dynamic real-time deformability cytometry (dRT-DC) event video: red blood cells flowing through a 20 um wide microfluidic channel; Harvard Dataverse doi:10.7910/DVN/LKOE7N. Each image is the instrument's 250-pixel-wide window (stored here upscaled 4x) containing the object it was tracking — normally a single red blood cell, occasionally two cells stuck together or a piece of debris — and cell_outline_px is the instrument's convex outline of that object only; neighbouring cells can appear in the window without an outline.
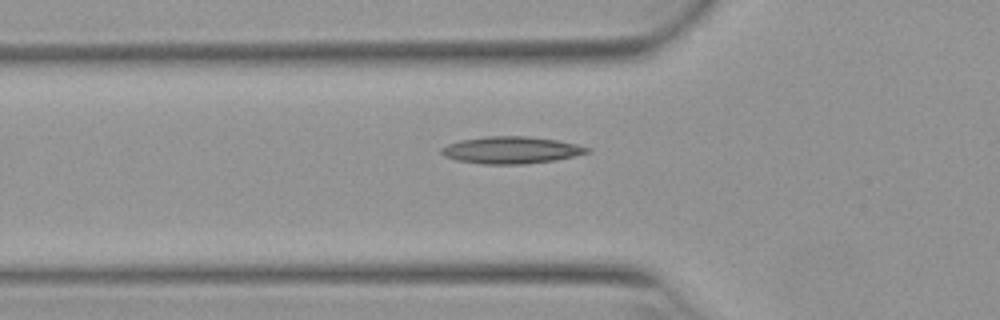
{"species": "Egyptian fruit bat (a non-hibernating species)", "species_latin": "Rousettus aegyptiacus", "temperature_condition": "warm", "stored_images_in_passage": 51, "camera_frame_rate_fps": 3000, "um_per_image_px": 0.085, "animal": {"sex": "female"}, "frame": {"image": 1, "passage_image": 18, "time_ms": 5.667, "image_size_px": [1000, 320], "cell_outline_px": [[592, 152], [556, 160], [524, 164], [484, 164], [456, 160], [444, 156], [440, 152], [440, 148], [448, 144], [460, 140], [484, 136], [528, 136], [556, 140], [576, 144], [592, 148]], "centroid_in_image_um": [43.46, 12.75], "position_along_channel_um": 82.3, "area_um2": 23.12}}
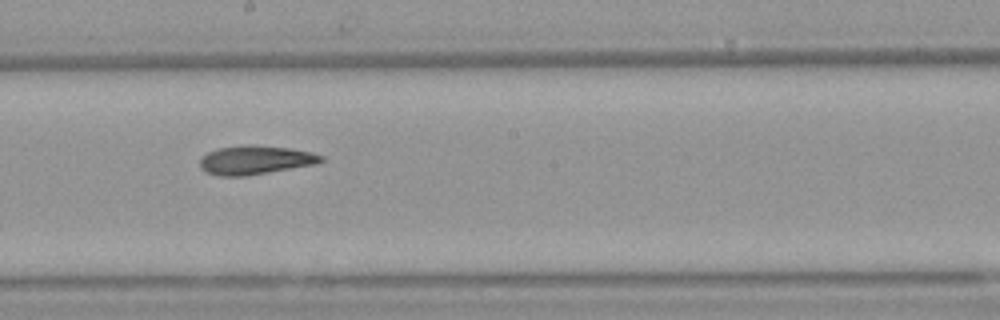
{"frame": {"image": 2, "passage_image": 29, "time_ms": 9.333, "image_size_px": [1000, 320], "cell_outline_px": [[324, 160], [316, 164], [244, 176], [220, 176], [208, 172], [200, 168], [200, 156], [216, 148], [252, 144], [256, 144], [292, 148], [312, 152], [324, 156]], "centroid_in_image_um": [21.7, 13.58], "position_along_channel_um": 226.5, "area_um2": 20.52}}
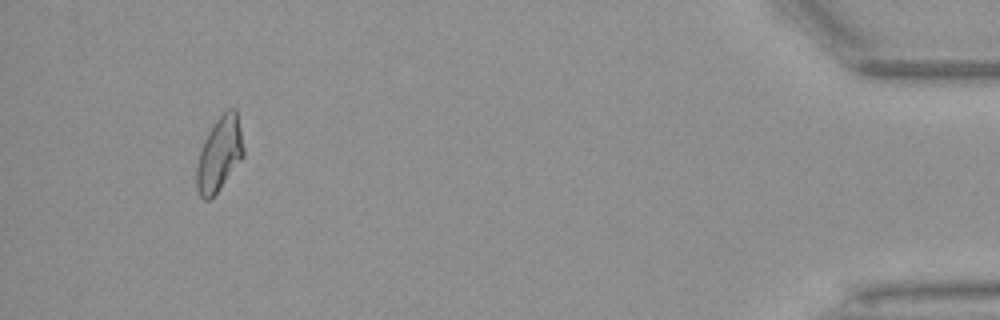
{"frame": {"image": 3, "passage_image": 49, "time_ms": 16.0, "image_size_px": [1000, 320], "cell_outline_px": [[244, 156], [216, 192], [208, 200], [204, 200], [200, 196], [196, 188], [196, 168], [200, 152], [204, 140], [212, 124], [228, 108], [236, 108], [244, 148]], "centroid_in_image_um": [18.64, 13.07], "position_along_channel_um": 416.6, "area_um2": 20.06}, "authors_computed_cell_mechanics": {"area_um2": 20.4034, "velocity_mm_per_s": 3.9316, "shape_relaxation_time_tau1_ms": null, "shape_relaxation_time_tau2_ms": 3.712, "deformation_change_tau1": null, "deformation_change_tau2": 0.1109}}